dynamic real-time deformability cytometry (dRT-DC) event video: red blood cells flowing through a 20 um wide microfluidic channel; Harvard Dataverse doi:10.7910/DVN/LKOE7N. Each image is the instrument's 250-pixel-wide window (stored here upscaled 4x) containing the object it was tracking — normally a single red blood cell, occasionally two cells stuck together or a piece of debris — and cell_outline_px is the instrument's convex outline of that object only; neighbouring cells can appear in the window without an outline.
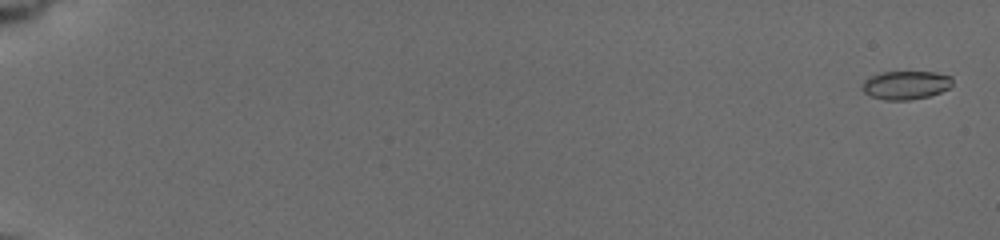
{"species": "common noctule bat (a hibernating species)", "species_latin": "Nyctalus noctula", "temperature_condition": "cold", "stored_images_in_passage": 18, "camera_frame_rate_fps": 3000, "um_per_image_px": 0.085, "animal": {"sex": "female", "body_mass_g": 19.5, "forearm_length_mm": 54.1}, "frame": {"image": 1, "passage_image": 3, "time_ms": 0.333, "image_size_px": [1000, 240], "cell_outline_px": [[952, 84], [948, 88], [940, 92], [928, 96], [908, 100], [884, 100], [872, 96], [864, 92], [860, 88], [864, 80], [868, 76], [880, 72], [936, 72], [952, 76]], "centroid_in_image_um": [76.96, 7.22], "position_along_channel_um": 8.0, "area_um2": 15.09}}
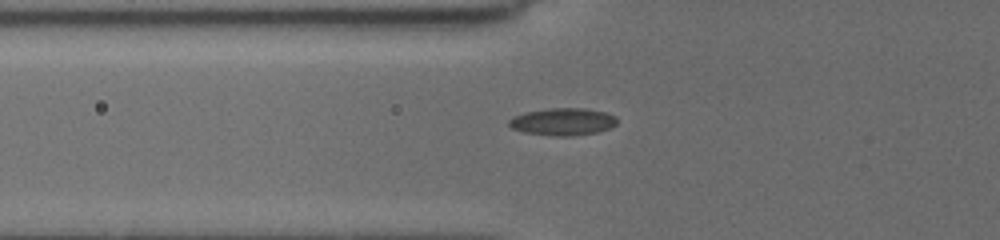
{"frame": {"image": 2, "passage_image": 15, "time_ms": 7.667, "image_size_px": [1000, 240], "cell_outline_px": [[616, 124], [608, 128], [596, 132], [568, 136], [560, 136], [524, 132], [512, 128], [508, 124], [508, 120], [524, 112], [548, 108], [584, 108], [604, 112], [616, 116]], "centroid_in_image_um": [47.82, 10.33], "position_along_channel_um": 78.0, "area_um2": 16.94}}
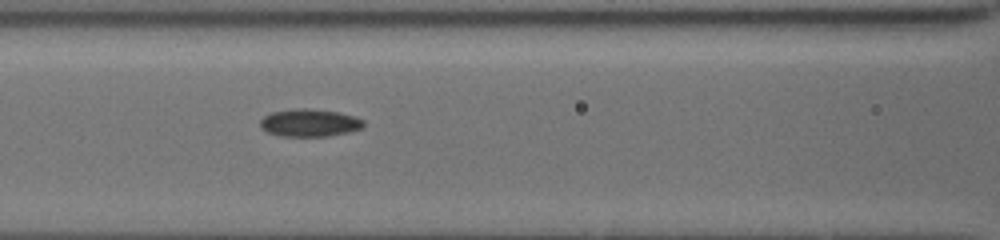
{"frame": {"image": 3, "passage_image": 18, "time_ms": 9.333, "image_size_px": [1000, 240], "cell_outline_px": [[364, 128], [348, 132], [328, 136], [280, 136], [268, 132], [260, 128], [260, 120], [264, 116], [272, 112], [296, 108], [308, 108], [340, 112], [356, 116], [364, 120]], "centroid_in_image_um": [26.34, 10.43], "position_along_channel_um": 140.3, "area_um2": 16.82}}